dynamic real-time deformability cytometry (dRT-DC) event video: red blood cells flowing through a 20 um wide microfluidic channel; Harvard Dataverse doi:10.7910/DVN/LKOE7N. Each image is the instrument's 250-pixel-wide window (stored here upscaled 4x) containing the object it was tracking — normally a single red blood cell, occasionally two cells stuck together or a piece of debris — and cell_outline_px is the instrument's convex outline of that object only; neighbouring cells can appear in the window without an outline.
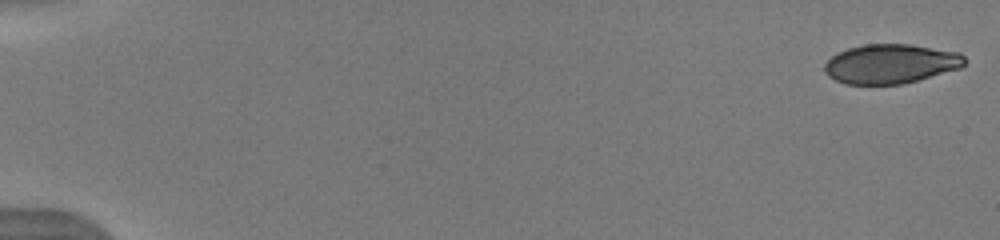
{"species": "human", "species_latin": "Homo sapiens", "temperature_condition": "warm", "stored_images_in_passage": 52, "camera_frame_rate_fps": 3000, "um_per_image_px": 0.085, "donor": {"sex": "male"}, "frame": {"image": 1, "passage_image": 1, "time_ms": 0.0, "image_size_px": [1000, 240], "cell_outline_px": [[964, 64], [960, 68], [904, 84], [844, 84], [828, 76], [824, 72], [824, 64], [836, 52], [848, 48], [864, 44], [912, 44], [960, 52], [964, 56]], "centroid_in_image_um": [75.69, 5.42], "position_along_channel_um": 9.3, "area_um2": 32.31}}
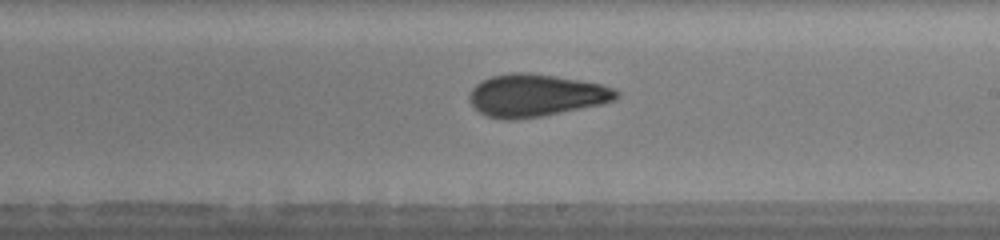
{"frame": {"image": 2, "passage_image": 32, "time_ms": 10.333, "image_size_px": [1000, 240], "cell_outline_px": [[620, 96], [616, 100], [600, 104], [540, 116], [516, 120], [504, 120], [488, 116], [480, 112], [472, 104], [468, 96], [472, 88], [480, 80], [492, 76], [512, 72], [528, 72], [556, 76], [580, 80], [600, 84], [612, 88], [620, 92]], "centroid_in_image_um": [45.53, 8.1], "position_along_channel_um": 243.5, "area_um2": 36.24}}
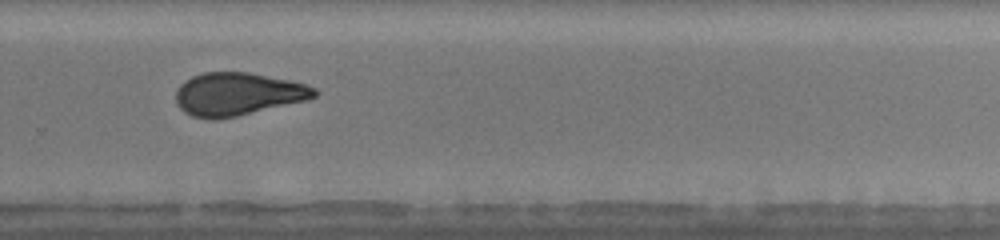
{"frame": {"image": 3, "passage_image": 37, "time_ms": 12.0, "image_size_px": [1000, 240], "cell_outline_px": [[320, 92], [316, 96], [308, 100], [236, 116], [216, 120], [212, 120], [192, 116], [184, 112], [176, 104], [176, 88], [184, 80], [192, 76], [204, 72], [248, 72], [292, 80], [316, 88]], "centroid_in_image_um": [20.2, 7.99], "position_along_channel_um": 309.6, "area_um2": 34.97}, "authors_computed_cell_mechanics": {"area_um2": 34.3621, "velocity_mm_per_s": 3.9927, "shape_relaxation_time_tau1_ms": 8.2414, "shape_relaxation_time_tau2_ms": 2.0535, "deformation_change_tau1": 0.1986, "deformation_change_tau2": 0.0676}}